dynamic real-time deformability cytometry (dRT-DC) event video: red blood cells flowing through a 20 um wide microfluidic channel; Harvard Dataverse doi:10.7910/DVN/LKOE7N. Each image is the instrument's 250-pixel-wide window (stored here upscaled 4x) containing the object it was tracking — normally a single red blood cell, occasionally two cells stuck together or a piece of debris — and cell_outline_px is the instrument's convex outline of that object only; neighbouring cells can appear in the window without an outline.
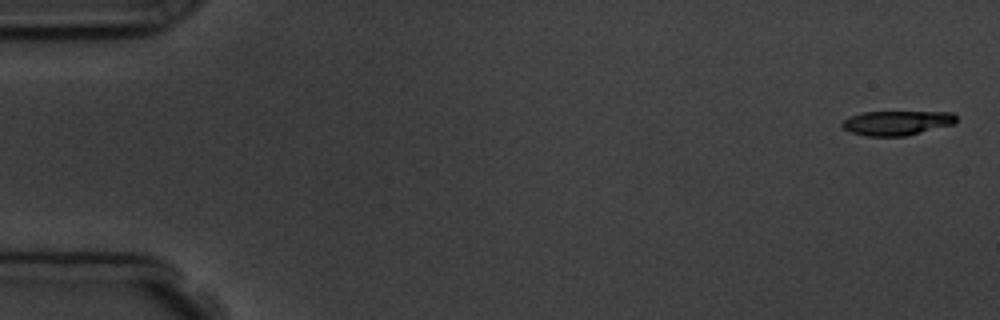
{"species": "common noctule bat (a hibernating species)", "species_latin": "Nyctalus noctula", "temperature_condition": "room temperature", "stored_images_in_passage": 5, "camera_frame_rate_fps": 3000, "um_per_image_px": 0.085, "animal": {"sex": "male", "body_mass_g": 19.5, "forearm_length_mm": 54.6}, "frame": {"image": 1, "passage_image": 1, "time_ms": 0.0, "image_size_px": [1000, 320], "cell_outline_px": [[956, 124], [904, 136], [864, 136], [852, 132], [844, 128], [840, 124], [844, 120], [852, 116], [864, 112], [952, 112], [956, 116]], "centroid_in_image_um": [76.26, 10.45], "position_along_channel_um": 8.7, "area_um2": 16.18}}
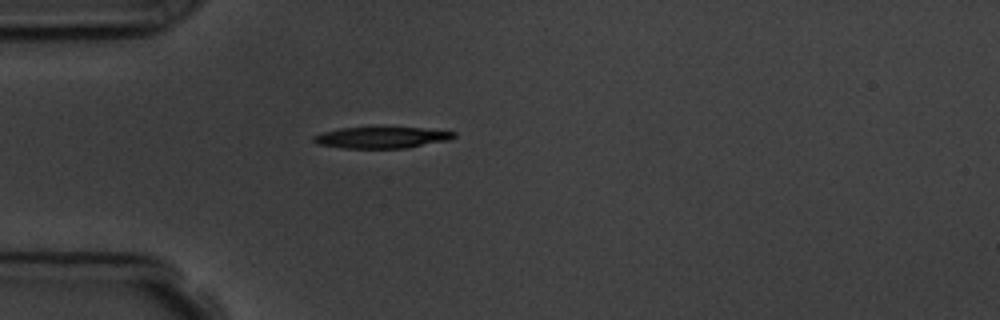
{"frame": {"image": 2, "passage_image": 5, "time_ms": 4.667, "image_size_px": [1000, 320], "cell_outline_px": [[456, 136], [448, 140], [408, 148], [344, 148], [316, 144], [312, 140], [312, 136], [320, 132], [340, 128], [424, 128], [456, 132]], "centroid_in_image_um": [32.39, 11.7], "position_along_channel_um": 52.6, "area_um2": 17.4}}